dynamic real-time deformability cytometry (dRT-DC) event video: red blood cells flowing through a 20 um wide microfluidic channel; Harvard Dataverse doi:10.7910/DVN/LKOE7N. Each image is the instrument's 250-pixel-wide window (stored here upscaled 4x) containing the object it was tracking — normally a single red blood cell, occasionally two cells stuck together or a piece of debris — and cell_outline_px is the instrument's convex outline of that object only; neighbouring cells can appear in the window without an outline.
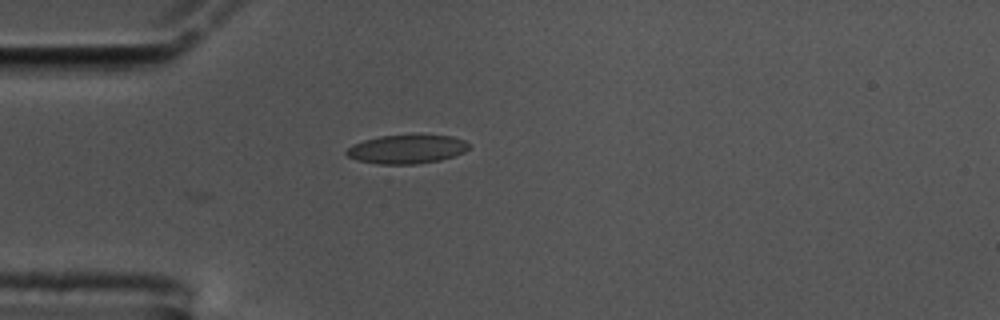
{"species": "common noctule bat (a hibernating species)", "species_latin": "Nyctalus noctula", "temperature_condition": "cold", "stored_images_in_passage": 44, "camera_frame_rate_fps": 3000, "um_per_image_px": 0.085, "animal": {"sex": "male", "body_mass_g": 17.5, "forearm_length_mm": 52.3}, "frame": {"image": 1, "passage_image": 1, "time_ms": 0.0, "image_size_px": [1000, 320], "cell_outline_px": [[472, 144], [464, 152], [440, 160], [416, 164], [376, 164], [356, 160], [348, 156], [344, 152], [352, 144], [364, 140], [380, 136], [420, 132], [452, 136], [464, 140]], "centroid_in_image_um": [34.6, 12.63], "position_along_channel_um": 50.4, "area_um2": 21.39}}
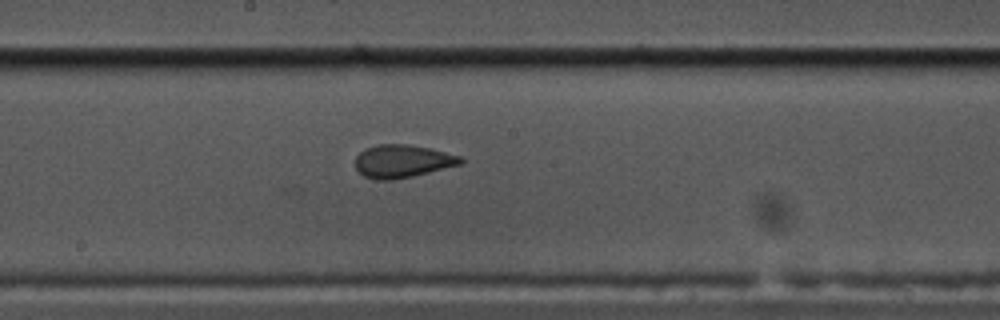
{"frame": {"image": 2, "passage_image": 16, "time_ms": 5.0, "image_size_px": [1000, 320], "cell_outline_px": [[464, 160], [460, 164], [412, 176], [392, 180], [376, 180], [364, 176], [356, 168], [356, 156], [360, 152], [368, 148], [380, 144], [408, 144], [432, 148], [464, 156]], "centroid_in_image_um": [34.24, 13.69], "position_along_channel_um": 214.0, "area_um2": 20.17}}
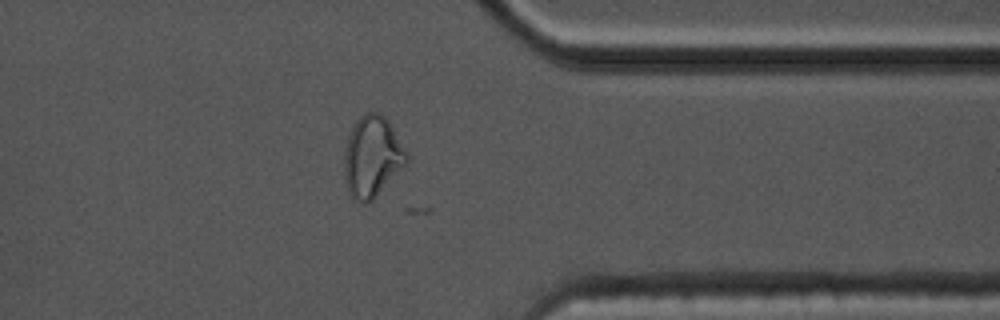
{"frame": {"image": 3, "passage_image": 31, "time_ms": 10.0, "image_size_px": [1000, 320], "cell_outline_px": [[408, 164], [368, 204], [360, 204], [352, 200], [348, 192], [344, 176], [344, 148], [348, 136], [356, 120], [364, 112], [380, 112], [388, 120], [408, 152]], "centroid_in_image_um": [31.64, 13.34], "position_along_channel_um": 379.8, "area_um2": 30.11}}